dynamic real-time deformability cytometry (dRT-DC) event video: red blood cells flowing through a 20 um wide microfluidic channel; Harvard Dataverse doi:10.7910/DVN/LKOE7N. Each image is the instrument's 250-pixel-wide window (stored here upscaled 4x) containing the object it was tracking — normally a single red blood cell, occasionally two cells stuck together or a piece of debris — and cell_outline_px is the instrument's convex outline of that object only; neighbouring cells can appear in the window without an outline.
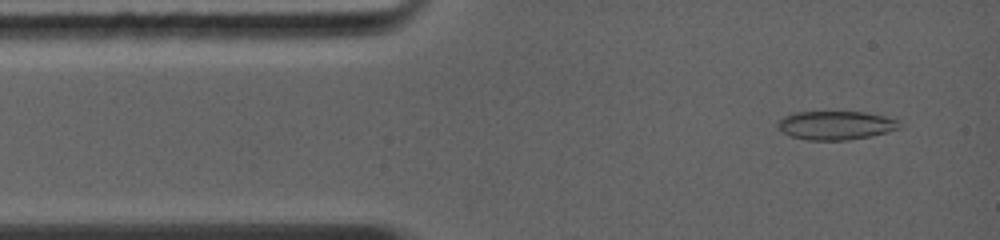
{"species": "common noctule bat (a hibernating species)", "species_latin": "Nyctalus noctula", "temperature_condition": "warm", "stored_images_in_passage": 33, "camera_frame_rate_fps": 5000, "um_per_image_px": 0.085, "animal": {"sex": "female", "body_mass_g": 19.0, "forearm_length_mm": 56.7}, "frame": {"image": 1, "passage_image": 2, "time_ms": 0.4, "image_size_px": [1000, 240], "cell_outline_px": [[900, 128], [888, 132], [848, 140], [808, 140], [792, 136], [780, 132], [776, 124], [784, 116], [792, 112], [864, 112], [884, 116], [896, 120]], "centroid_in_image_um": [70.98, 10.65], "position_along_channel_um": 14.0, "area_um2": 20.23}}
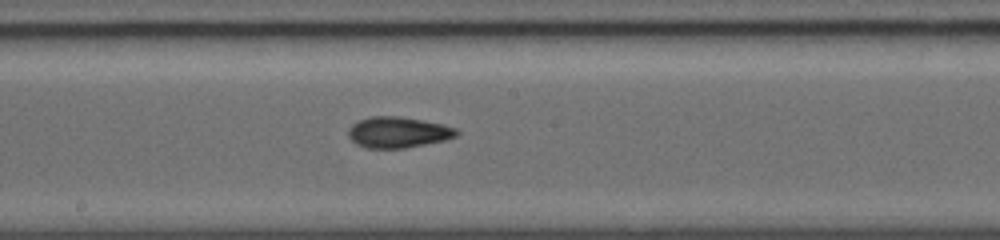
{"frame": {"image": 2, "passage_image": 16, "time_ms": 6.0, "image_size_px": [1000, 240], "cell_outline_px": [[460, 132], [456, 136], [444, 140], [404, 148], [368, 148], [356, 144], [348, 136], [348, 128], [352, 124], [368, 116], [400, 116], [424, 120], [444, 124], [456, 128]], "centroid_in_image_um": [33.83, 11.23], "position_along_channel_um": 214.4, "area_um2": 19.59}}
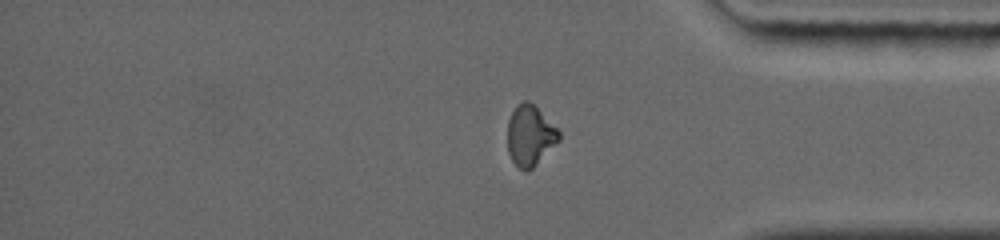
{"frame": {"image": 3, "passage_image": 27, "time_ms": 10.2, "image_size_px": [1000, 240], "cell_outline_px": [[560, 140], [528, 172], [524, 172], [512, 160], [508, 152], [508, 120], [516, 104], [524, 100], [528, 100], [560, 132]], "centroid_in_image_um": [45.03, 11.53], "position_along_channel_um": 390.2, "area_um2": 17.86}}